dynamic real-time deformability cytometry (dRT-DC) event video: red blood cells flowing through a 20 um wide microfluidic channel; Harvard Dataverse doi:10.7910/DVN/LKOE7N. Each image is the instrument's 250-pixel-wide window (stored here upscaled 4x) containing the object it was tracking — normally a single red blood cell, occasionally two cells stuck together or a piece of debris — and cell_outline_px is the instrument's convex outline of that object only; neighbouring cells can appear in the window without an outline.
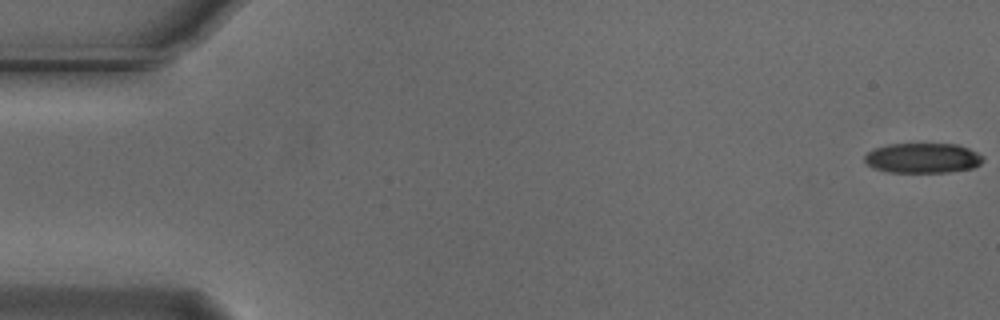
{"species": "Egyptian fruit bat (a non-hibernating species)", "species_latin": "Rousettus aegyptiacus", "temperature_condition": "cold", "stored_images_in_passage": 1, "camera_frame_rate_fps": 3000, "um_per_image_px": 0.085, "animal": {"sex": "male"}, "frame": {"image": 1, "passage_image": 1, "time_ms": 0.0, "image_size_px": [1000, 320], "cell_outline_px": [[984, 160], [980, 164], [972, 168], [948, 172], [888, 172], [872, 168], [864, 160], [864, 156], [872, 148], [888, 144], [956, 144], [968, 148], [984, 156]], "centroid_in_image_um": [78.41, 13.43], "position_along_channel_um": 6.6, "area_um2": 20.81}}